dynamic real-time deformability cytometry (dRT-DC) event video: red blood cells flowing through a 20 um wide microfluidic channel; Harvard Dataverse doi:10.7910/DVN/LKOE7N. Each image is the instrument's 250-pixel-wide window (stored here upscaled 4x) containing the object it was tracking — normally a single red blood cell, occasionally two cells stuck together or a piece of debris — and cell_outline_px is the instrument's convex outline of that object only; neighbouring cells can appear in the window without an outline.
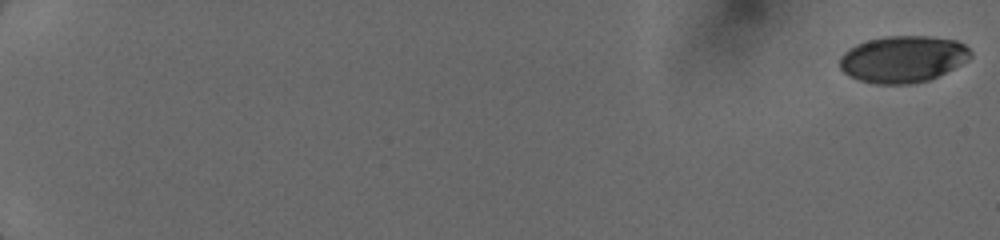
{"species": "human", "species_latin": "Homo sapiens", "temperature_condition": "cold", "stored_images_in_passage": 28, "camera_frame_rate_fps": 3000, "um_per_image_px": 0.085, "donor": {"sex": "female"}, "frame": {"image": 1, "passage_image": 1, "time_ms": 0.0, "image_size_px": [1000, 240], "cell_outline_px": [[972, 56], [968, 60], [928, 80], [908, 84], [876, 84], [860, 80], [848, 76], [840, 68], [840, 56], [848, 48], [856, 44], [868, 40], [888, 36], [928, 36], [956, 40], [964, 44], [972, 52]], "centroid_in_image_um": [76.73, 5.02], "position_along_channel_um": 8.3, "area_um2": 35.49}}
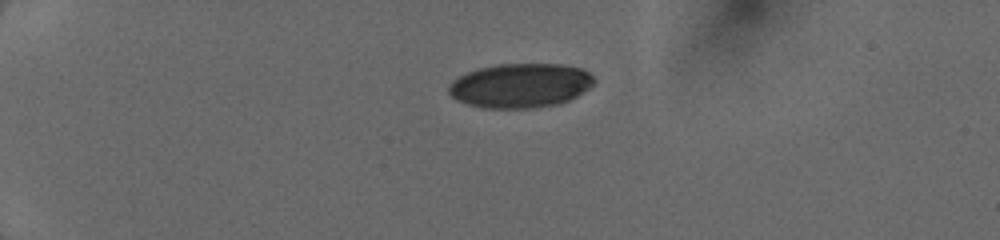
{"frame": {"image": 2, "passage_image": 21, "time_ms": 4.667, "image_size_px": [1000, 240], "cell_outline_px": [[596, 80], [588, 88], [576, 96], [560, 104], [532, 108], [480, 108], [456, 100], [448, 92], [448, 84], [452, 80], [468, 72], [480, 68], [500, 64], [560, 64], [580, 68], [588, 72]], "centroid_in_image_um": [44.21, 7.28], "position_along_channel_um": 40.8, "area_um2": 37.51}}